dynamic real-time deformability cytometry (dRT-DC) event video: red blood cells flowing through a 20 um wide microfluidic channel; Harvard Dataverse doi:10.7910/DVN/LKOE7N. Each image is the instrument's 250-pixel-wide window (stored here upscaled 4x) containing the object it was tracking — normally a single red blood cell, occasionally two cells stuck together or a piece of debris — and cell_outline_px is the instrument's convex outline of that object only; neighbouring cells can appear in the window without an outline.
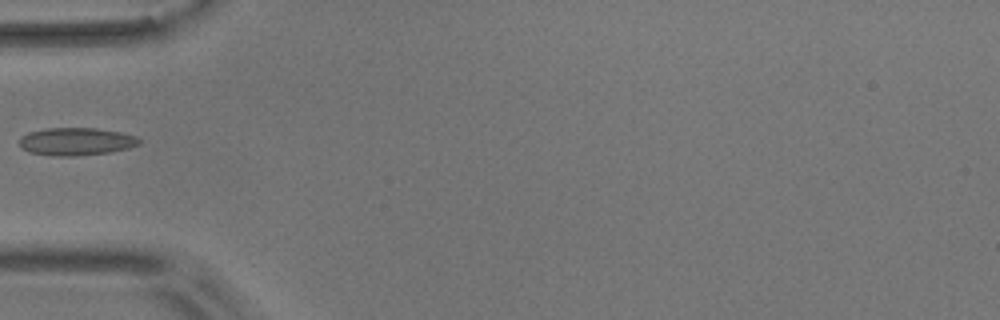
{"species": "common noctule bat (a hibernating species)", "species_latin": "Nyctalus noctula", "temperature_condition": "room temperature", "stored_images_in_passage": 5, "camera_frame_rate_fps": 3000, "um_per_image_px": 0.085, "animal": {"sex": "male", "body_mass_g": 17.9}, "frame": {"image": 1, "passage_image": 5, "time_ms": 4.667, "image_size_px": [1000, 320], "cell_outline_px": [[140, 144], [128, 148], [112, 152], [76, 156], [52, 156], [28, 152], [20, 148], [20, 136], [28, 132], [44, 128], [96, 128], [120, 132], [136, 136], [140, 140]], "centroid_in_image_um": [6.44, 12.03], "position_along_channel_um": 78.6, "area_um2": 19.59}}